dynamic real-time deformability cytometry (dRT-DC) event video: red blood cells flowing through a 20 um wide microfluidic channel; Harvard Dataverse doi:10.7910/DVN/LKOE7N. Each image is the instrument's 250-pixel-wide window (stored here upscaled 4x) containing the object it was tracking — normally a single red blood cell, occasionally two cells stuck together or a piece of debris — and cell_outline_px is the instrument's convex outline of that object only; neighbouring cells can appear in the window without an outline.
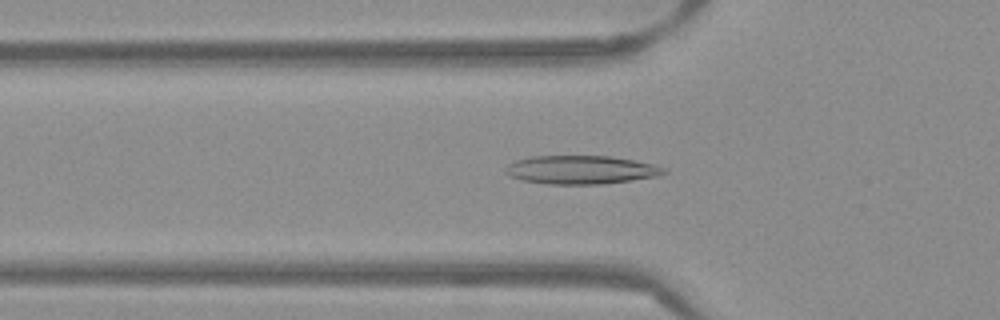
{"species": "Egyptian fruit bat (a non-hibernating species)", "species_latin": "Rousettus aegyptiacus", "temperature_condition": "warm", "stored_images_in_passage": 51, "camera_frame_rate_fps": 3000, "um_per_image_px": 0.085, "frame": {"image": 1, "passage_image": 16, "time_ms": 5.0, "image_size_px": [1000, 320], "cell_outline_px": [[668, 172], [656, 176], [632, 180], [600, 184], [548, 184], [524, 180], [508, 176], [504, 172], [504, 168], [508, 164], [516, 160], [528, 156], [612, 156], [652, 164], [668, 168]], "centroid_in_image_um": [49.36, 14.43], "position_along_channel_um": 76.4, "area_um2": 26.36}}
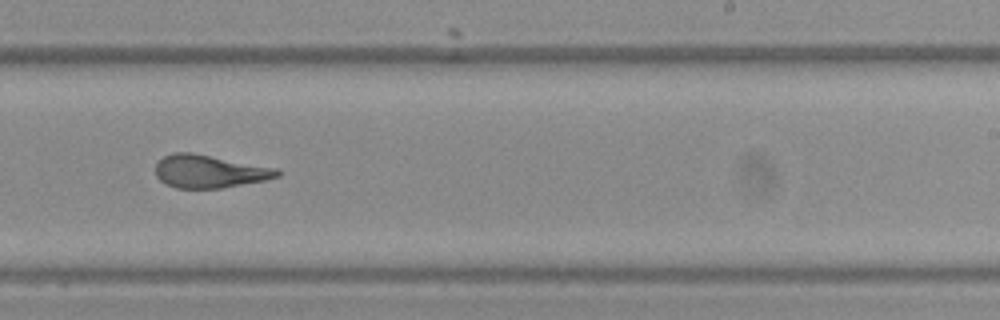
{"frame": {"image": 2, "passage_image": 31, "time_ms": 10.0, "image_size_px": [1000, 320], "cell_outline_px": [[280, 176], [264, 180], [220, 188], [176, 188], [160, 180], [156, 176], [156, 164], [164, 156], [172, 152], [192, 152], [276, 168], [280, 172]], "centroid_in_image_um": [17.78, 14.56], "position_along_channel_um": 271.2, "area_um2": 23.12}}
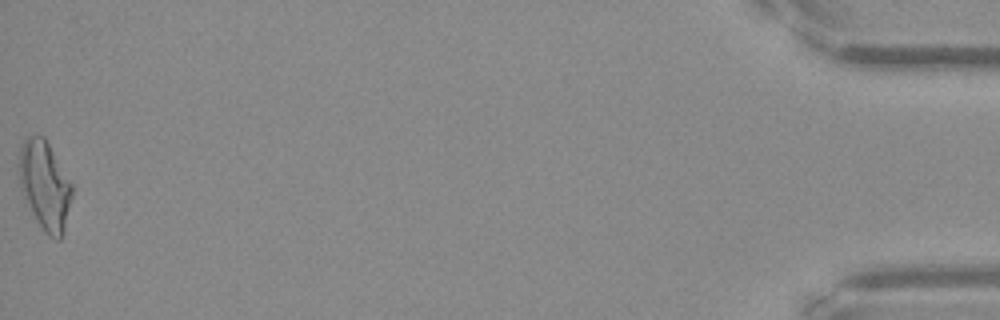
{"frame": {"image": 3, "passage_image": 51, "time_ms": 16.667, "image_size_px": [1000, 320], "cell_outline_px": [[72, 196], [64, 232], [60, 240], [56, 240], [48, 236], [44, 232], [36, 220], [20, 188], [20, 148], [24, 136], [44, 136], [72, 184]], "centroid_in_image_um": [3.82, 15.78], "position_along_channel_um": 431.4, "area_um2": 27.17}, "authors_computed_cell_mechanics": {"area_um2": 24.3916, "velocity_mm_per_s": 3.8745, "shape_relaxation_time_tau1_ms": null, "shape_relaxation_time_tau2_ms": 1.9599, "deformation_change_tau1": null, "deformation_change_tau2": 0.1078}}